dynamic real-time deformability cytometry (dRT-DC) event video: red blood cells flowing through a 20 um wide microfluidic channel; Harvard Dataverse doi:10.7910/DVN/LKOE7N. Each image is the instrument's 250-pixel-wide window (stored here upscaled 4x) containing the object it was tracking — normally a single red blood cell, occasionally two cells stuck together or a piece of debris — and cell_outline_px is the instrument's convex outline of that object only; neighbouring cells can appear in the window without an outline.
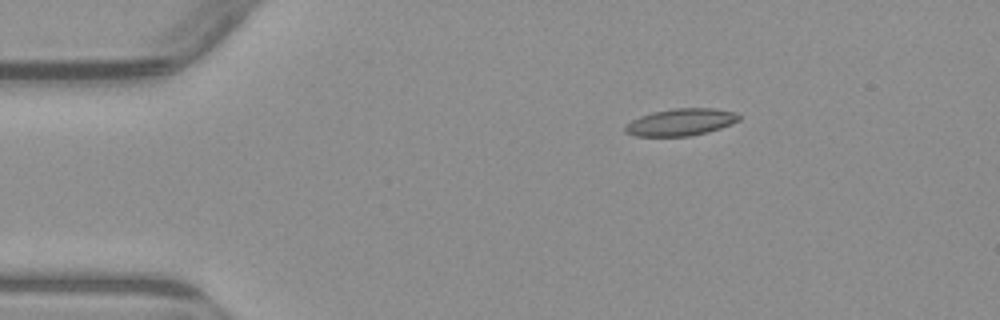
{"species": "common noctule bat (a hibernating species)", "species_latin": "Nyctalus noctula", "temperature_condition": "warm", "stored_images_in_passage": 5, "camera_frame_rate_fps": 3000, "um_per_image_px": 0.085, "animal": {"sex": "male", "body_mass_g": 23.1, "forearm_length_mm": 52.7}, "frame": {"image": 1, "passage_image": 1, "time_ms": 0.0, "image_size_px": [1000, 320], "cell_outline_px": [[740, 120], [732, 124], [708, 132], [688, 136], [636, 136], [624, 132], [624, 128], [632, 120], [640, 116], [652, 112], [676, 108], [712, 108], [736, 112], [740, 116]], "centroid_in_image_um": [57.89, 10.38], "position_along_channel_um": 27.1, "area_um2": 17.92}}
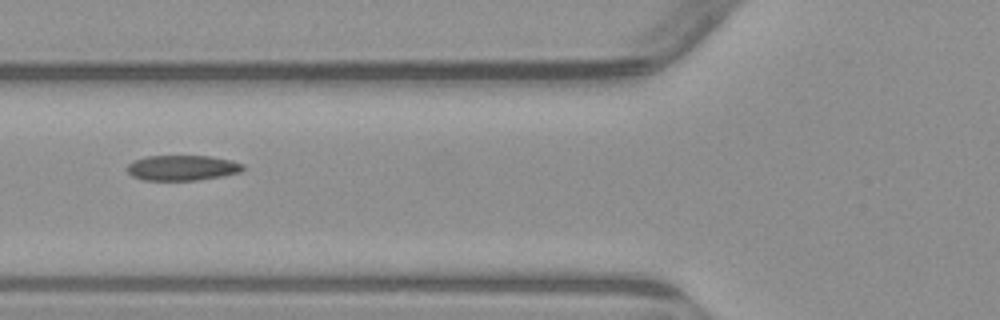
{"frame": {"image": 2, "passage_image": 4, "time_ms": 3.667, "image_size_px": [1000, 320], "cell_outline_px": [[244, 168], [240, 172], [220, 176], [196, 180], [144, 180], [132, 176], [128, 172], [128, 164], [136, 160], [148, 156], [208, 156], [232, 160], [244, 164]], "centroid_in_image_um": [15.51, 14.26], "position_along_channel_um": 110.3, "area_um2": 16.88}}
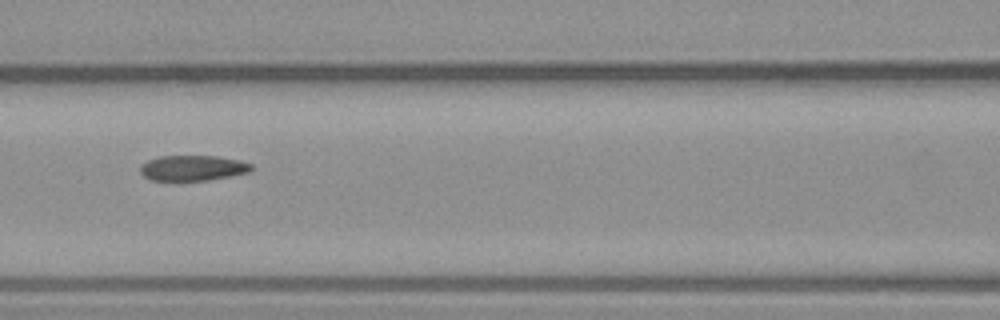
{"frame": {"image": 3, "passage_image": 5, "time_ms": 4.667, "image_size_px": [1000, 320], "cell_outline_px": [[252, 168], [248, 172], [208, 180], [152, 180], [144, 176], [140, 172], [140, 168], [148, 160], [160, 156], [216, 156], [240, 160], [252, 164]], "centroid_in_image_um": [16.39, 14.27], "position_along_channel_um": 150.2, "area_um2": 16.18}}